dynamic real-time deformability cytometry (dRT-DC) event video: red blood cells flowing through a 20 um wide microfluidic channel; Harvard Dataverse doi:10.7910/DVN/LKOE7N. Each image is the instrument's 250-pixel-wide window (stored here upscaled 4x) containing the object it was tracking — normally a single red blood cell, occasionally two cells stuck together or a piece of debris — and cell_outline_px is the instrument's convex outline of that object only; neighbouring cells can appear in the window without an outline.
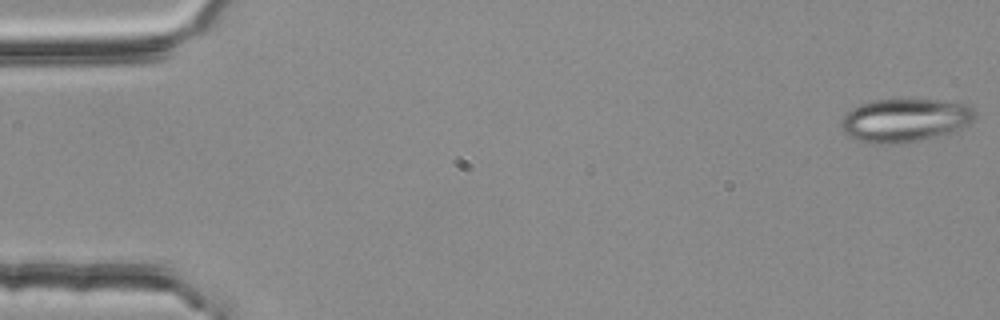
{"species": "common noctule bat (a hibernating species)", "species_latin": "Nyctalus noctula", "temperature_condition": "room temperature", "stored_images_in_passage": 54, "camera_frame_rate_fps": 3000, "um_per_image_px": 0.085, "animal": {"sex": "female", "body_mass_g": 25.1}, "frame": {"image": 1, "passage_image": 1, "time_ms": 0.0, "image_size_px": [1000, 320], "cell_outline_px": [[976, 112], [972, 120], [968, 124], [952, 132], [920, 140], [900, 144], [872, 144], [848, 136], [844, 132], [840, 124], [844, 116], [848, 112], [860, 104], [868, 100], [948, 100], [968, 104]], "centroid_in_image_um": [76.92, 10.22], "position_along_channel_um": 8.1, "area_um2": 33.81}}
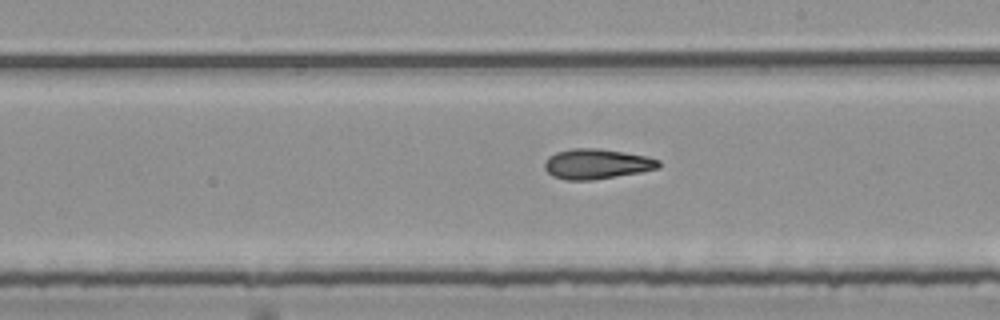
{"frame": {"image": 2, "passage_image": 31, "time_ms": 10.0, "image_size_px": [1000, 320], "cell_outline_px": [[660, 168], [640, 172], [592, 180], [564, 180], [552, 176], [544, 168], [544, 160], [548, 156], [556, 152], [572, 148], [596, 148], [624, 152], [644, 156], [660, 160]], "centroid_in_image_um": [50.68, 13.93], "position_along_channel_um": 238.3, "area_um2": 20.06}}
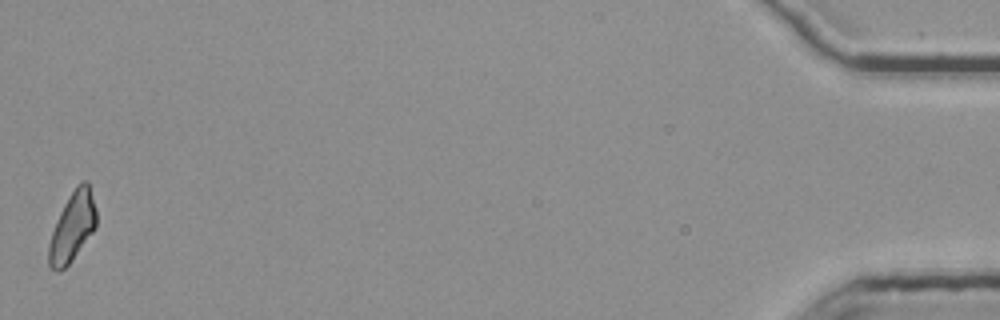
{"frame": {"image": 3, "passage_image": 54, "time_ms": 17.667, "image_size_px": [1000, 320], "cell_outline_px": [[96, 228], [72, 260], [60, 272], [56, 272], [48, 264], [48, 244], [56, 220], [68, 196], [76, 184], [80, 180], [84, 180], [88, 184], [96, 208]], "centroid_in_image_um": [6.14, 19.28], "position_along_channel_um": 429.1, "area_um2": 19.25}, "authors_computed_cell_mechanics": {"area_um2": 19.6809, "velocity_mm_per_s": 3.7815, "shape_relaxation_time_tau1_ms": null, "shape_relaxation_time_tau2_ms": 6.2091, "deformation_change_tau1": null, "deformation_change_tau2": 0.1626}}